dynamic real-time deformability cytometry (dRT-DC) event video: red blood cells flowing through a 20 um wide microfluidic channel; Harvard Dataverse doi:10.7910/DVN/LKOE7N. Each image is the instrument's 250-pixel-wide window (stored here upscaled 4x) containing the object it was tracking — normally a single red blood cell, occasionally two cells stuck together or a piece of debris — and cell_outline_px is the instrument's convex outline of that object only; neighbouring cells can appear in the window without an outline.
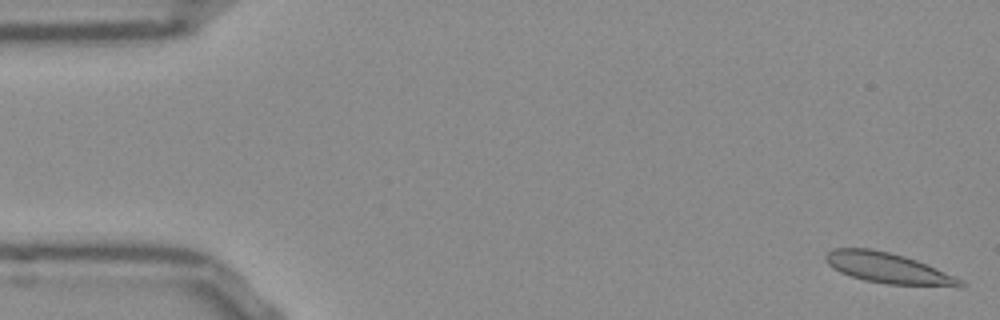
{"species": "Egyptian fruit bat (a non-hibernating species)", "species_latin": "Rousettus aegyptiacus", "temperature_condition": "room temperature", "stored_images_in_passage": 11, "camera_frame_rate_fps": 3000, "um_per_image_px": 0.085, "frame": {"image": 1, "passage_image": 1, "time_ms": 0.0, "image_size_px": [1000, 320], "cell_outline_px": [[964, 284], [960, 288], [888, 284], [864, 280], [840, 272], [832, 268], [824, 260], [824, 256], [832, 248], [868, 248], [888, 252], [904, 256], [916, 260], [964, 280]], "centroid_in_image_um": [75.51, 22.81], "position_along_channel_um": 9.5, "area_um2": 24.1}}